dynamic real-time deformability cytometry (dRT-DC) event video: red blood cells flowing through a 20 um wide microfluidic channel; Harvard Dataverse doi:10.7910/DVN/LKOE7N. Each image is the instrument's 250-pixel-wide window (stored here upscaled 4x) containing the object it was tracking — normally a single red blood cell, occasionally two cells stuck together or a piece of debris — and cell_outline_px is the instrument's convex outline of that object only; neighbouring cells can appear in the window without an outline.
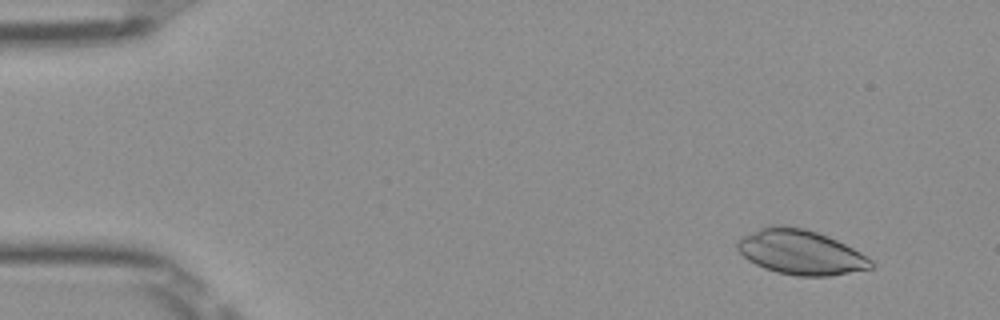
{"species": "Egyptian fruit bat (a non-hibernating species)", "species_latin": "Rousettus aegyptiacus", "temperature_condition": "room temperature", "stored_images_in_passage": 15, "camera_frame_rate_fps": 3000, "um_per_image_px": 0.085, "frame": {"image": 1, "passage_image": 5, "time_ms": 1.333, "image_size_px": [1000, 320], "cell_outline_px": [[872, 268], [828, 276], [796, 276], [776, 272], [764, 268], [748, 260], [736, 248], [736, 240], [740, 236], [760, 228], [772, 224], [804, 228], [828, 236], [860, 252], [872, 260]], "centroid_in_image_um": [68.0, 21.43], "position_along_channel_um": 17.0, "area_um2": 34.74}}